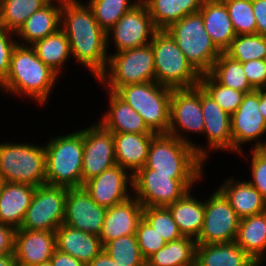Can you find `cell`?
Listing matches in <instances>:
<instances>
[{
  "label": "cell",
  "mask_w": 266,
  "mask_h": 266,
  "mask_svg": "<svg viewBox=\"0 0 266 266\" xmlns=\"http://www.w3.org/2000/svg\"><path fill=\"white\" fill-rule=\"evenodd\" d=\"M61 29L68 37L72 59L98 79L106 70L110 47L92 9L81 0H63Z\"/></svg>",
  "instance_id": "cell-1"
},
{
  "label": "cell",
  "mask_w": 266,
  "mask_h": 266,
  "mask_svg": "<svg viewBox=\"0 0 266 266\" xmlns=\"http://www.w3.org/2000/svg\"><path fill=\"white\" fill-rule=\"evenodd\" d=\"M58 79L59 76L37 57L30 45L17 44L12 50L9 71L0 91L23 96L44 106Z\"/></svg>",
  "instance_id": "cell-2"
},
{
  "label": "cell",
  "mask_w": 266,
  "mask_h": 266,
  "mask_svg": "<svg viewBox=\"0 0 266 266\" xmlns=\"http://www.w3.org/2000/svg\"><path fill=\"white\" fill-rule=\"evenodd\" d=\"M71 132L51 136L53 138L44 144L46 184L65 188L82 187L83 128Z\"/></svg>",
  "instance_id": "cell-3"
},
{
  "label": "cell",
  "mask_w": 266,
  "mask_h": 266,
  "mask_svg": "<svg viewBox=\"0 0 266 266\" xmlns=\"http://www.w3.org/2000/svg\"><path fill=\"white\" fill-rule=\"evenodd\" d=\"M205 164L191 145L168 133H158L140 169H153V174L163 175H205Z\"/></svg>",
  "instance_id": "cell-4"
},
{
  "label": "cell",
  "mask_w": 266,
  "mask_h": 266,
  "mask_svg": "<svg viewBox=\"0 0 266 266\" xmlns=\"http://www.w3.org/2000/svg\"><path fill=\"white\" fill-rule=\"evenodd\" d=\"M150 44L154 54L155 82L171 89L199 85L201 74L166 30H157Z\"/></svg>",
  "instance_id": "cell-5"
},
{
  "label": "cell",
  "mask_w": 266,
  "mask_h": 266,
  "mask_svg": "<svg viewBox=\"0 0 266 266\" xmlns=\"http://www.w3.org/2000/svg\"><path fill=\"white\" fill-rule=\"evenodd\" d=\"M0 179L36 187L46 184L44 144L0 142Z\"/></svg>",
  "instance_id": "cell-6"
},
{
  "label": "cell",
  "mask_w": 266,
  "mask_h": 266,
  "mask_svg": "<svg viewBox=\"0 0 266 266\" xmlns=\"http://www.w3.org/2000/svg\"><path fill=\"white\" fill-rule=\"evenodd\" d=\"M172 89L157 82L128 84L114 93L132 107L155 133H168Z\"/></svg>",
  "instance_id": "cell-7"
},
{
  "label": "cell",
  "mask_w": 266,
  "mask_h": 266,
  "mask_svg": "<svg viewBox=\"0 0 266 266\" xmlns=\"http://www.w3.org/2000/svg\"><path fill=\"white\" fill-rule=\"evenodd\" d=\"M166 31L201 75L211 71L222 52L207 33L200 11L184 16L171 24Z\"/></svg>",
  "instance_id": "cell-8"
},
{
  "label": "cell",
  "mask_w": 266,
  "mask_h": 266,
  "mask_svg": "<svg viewBox=\"0 0 266 266\" xmlns=\"http://www.w3.org/2000/svg\"><path fill=\"white\" fill-rule=\"evenodd\" d=\"M203 177L205 175L153 174V169H139L132 176L133 196L143 207H167L196 186Z\"/></svg>",
  "instance_id": "cell-9"
},
{
  "label": "cell",
  "mask_w": 266,
  "mask_h": 266,
  "mask_svg": "<svg viewBox=\"0 0 266 266\" xmlns=\"http://www.w3.org/2000/svg\"><path fill=\"white\" fill-rule=\"evenodd\" d=\"M100 85L115 92L136 83L155 81L154 54L151 44L117 53H109L105 72L97 79Z\"/></svg>",
  "instance_id": "cell-10"
},
{
  "label": "cell",
  "mask_w": 266,
  "mask_h": 266,
  "mask_svg": "<svg viewBox=\"0 0 266 266\" xmlns=\"http://www.w3.org/2000/svg\"><path fill=\"white\" fill-rule=\"evenodd\" d=\"M188 133L204 134L200 85L192 88L172 89L168 134L191 145L196 154L204 161L205 145H200L187 138Z\"/></svg>",
  "instance_id": "cell-11"
},
{
  "label": "cell",
  "mask_w": 266,
  "mask_h": 266,
  "mask_svg": "<svg viewBox=\"0 0 266 266\" xmlns=\"http://www.w3.org/2000/svg\"><path fill=\"white\" fill-rule=\"evenodd\" d=\"M67 194L65 187L37 186L20 229L55 232L64 223Z\"/></svg>",
  "instance_id": "cell-12"
},
{
  "label": "cell",
  "mask_w": 266,
  "mask_h": 266,
  "mask_svg": "<svg viewBox=\"0 0 266 266\" xmlns=\"http://www.w3.org/2000/svg\"><path fill=\"white\" fill-rule=\"evenodd\" d=\"M266 121L259 111V90L245 93L237 110L231 115V135L233 154L243 155V145L253 142V149L263 148L266 134Z\"/></svg>",
  "instance_id": "cell-13"
},
{
  "label": "cell",
  "mask_w": 266,
  "mask_h": 266,
  "mask_svg": "<svg viewBox=\"0 0 266 266\" xmlns=\"http://www.w3.org/2000/svg\"><path fill=\"white\" fill-rule=\"evenodd\" d=\"M205 199L204 223L196 244L234 242L240 222L235 210L218 189Z\"/></svg>",
  "instance_id": "cell-14"
},
{
  "label": "cell",
  "mask_w": 266,
  "mask_h": 266,
  "mask_svg": "<svg viewBox=\"0 0 266 266\" xmlns=\"http://www.w3.org/2000/svg\"><path fill=\"white\" fill-rule=\"evenodd\" d=\"M156 31L147 6L139 2L106 32L107 46L112 43L115 53L142 47L150 44Z\"/></svg>",
  "instance_id": "cell-15"
},
{
  "label": "cell",
  "mask_w": 266,
  "mask_h": 266,
  "mask_svg": "<svg viewBox=\"0 0 266 266\" xmlns=\"http://www.w3.org/2000/svg\"><path fill=\"white\" fill-rule=\"evenodd\" d=\"M113 133L98 121L83 128V184L116 165Z\"/></svg>",
  "instance_id": "cell-16"
},
{
  "label": "cell",
  "mask_w": 266,
  "mask_h": 266,
  "mask_svg": "<svg viewBox=\"0 0 266 266\" xmlns=\"http://www.w3.org/2000/svg\"><path fill=\"white\" fill-rule=\"evenodd\" d=\"M83 187L98 205L106 208L133 196L132 175L118 164L86 181Z\"/></svg>",
  "instance_id": "cell-17"
},
{
  "label": "cell",
  "mask_w": 266,
  "mask_h": 266,
  "mask_svg": "<svg viewBox=\"0 0 266 266\" xmlns=\"http://www.w3.org/2000/svg\"><path fill=\"white\" fill-rule=\"evenodd\" d=\"M106 211L107 208L98 205L84 187L68 188L63 224L99 236Z\"/></svg>",
  "instance_id": "cell-18"
},
{
  "label": "cell",
  "mask_w": 266,
  "mask_h": 266,
  "mask_svg": "<svg viewBox=\"0 0 266 266\" xmlns=\"http://www.w3.org/2000/svg\"><path fill=\"white\" fill-rule=\"evenodd\" d=\"M201 106L204 118V136L207 148H204V162L212 151H231V115L226 113L216 101L201 87ZM209 149V150H208ZM208 150V151H207Z\"/></svg>",
  "instance_id": "cell-19"
},
{
  "label": "cell",
  "mask_w": 266,
  "mask_h": 266,
  "mask_svg": "<svg viewBox=\"0 0 266 266\" xmlns=\"http://www.w3.org/2000/svg\"><path fill=\"white\" fill-rule=\"evenodd\" d=\"M56 250V234L52 231L16 229L14 256L22 266H35L49 262Z\"/></svg>",
  "instance_id": "cell-20"
},
{
  "label": "cell",
  "mask_w": 266,
  "mask_h": 266,
  "mask_svg": "<svg viewBox=\"0 0 266 266\" xmlns=\"http://www.w3.org/2000/svg\"><path fill=\"white\" fill-rule=\"evenodd\" d=\"M142 218L143 206L134 196L107 208L99 235L102 246L121 236L135 234Z\"/></svg>",
  "instance_id": "cell-21"
},
{
  "label": "cell",
  "mask_w": 266,
  "mask_h": 266,
  "mask_svg": "<svg viewBox=\"0 0 266 266\" xmlns=\"http://www.w3.org/2000/svg\"><path fill=\"white\" fill-rule=\"evenodd\" d=\"M62 5L63 0H50L34 12L15 33L17 44L31 46L35 41L56 33L61 28Z\"/></svg>",
  "instance_id": "cell-22"
},
{
  "label": "cell",
  "mask_w": 266,
  "mask_h": 266,
  "mask_svg": "<svg viewBox=\"0 0 266 266\" xmlns=\"http://www.w3.org/2000/svg\"><path fill=\"white\" fill-rule=\"evenodd\" d=\"M106 90L108 106L98 122L112 133L157 134L145 123L144 119L114 92Z\"/></svg>",
  "instance_id": "cell-23"
},
{
  "label": "cell",
  "mask_w": 266,
  "mask_h": 266,
  "mask_svg": "<svg viewBox=\"0 0 266 266\" xmlns=\"http://www.w3.org/2000/svg\"><path fill=\"white\" fill-rule=\"evenodd\" d=\"M36 186L2 182L0 187V224L19 229L30 206Z\"/></svg>",
  "instance_id": "cell-24"
},
{
  "label": "cell",
  "mask_w": 266,
  "mask_h": 266,
  "mask_svg": "<svg viewBox=\"0 0 266 266\" xmlns=\"http://www.w3.org/2000/svg\"><path fill=\"white\" fill-rule=\"evenodd\" d=\"M56 249L73 256L85 265L90 263L103 249L100 237L72 228L66 224L56 230Z\"/></svg>",
  "instance_id": "cell-25"
},
{
  "label": "cell",
  "mask_w": 266,
  "mask_h": 266,
  "mask_svg": "<svg viewBox=\"0 0 266 266\" xmlns=\"http://www.w3.org/2000/svg\"><path fill=\"white\" fill-rule=\"evenodd\" d=\"M218 190L225 196L240 219L266 211V199L247 180L238 181L231 176L220 184Z\"/></svg>",
  "instance_id": "cell-26"
},
{
  "label": "cell",
  "mask_w": 266,
  "mask_h": 266,
  "mask_svg": "<svg viewBox=\"0 0 266 266\" xmlns=\"http://www.w3.org/2000/svg\"><path fill=\"white\" fill-rule=\"evenodd\" d=\"M155 135L113 133L116 163L133 176L144 167L150 143Z\"/></svg>",
  "instance_id": "cell-27"
},
{
  "label": "cell",
  "mask_w": 266,
  "mask_h": 266,
  "mask_svg": "<svg viewBox=\"0 0 266 266\" xmlns=\"http://www.w3.org/2000/svg\"><path fill=\"white\" fill-rule=\"evenodd\" d=\"M199 11L212 42L224 52L236 37L225 3L222 0H203Z\"/></svg>",
  "instance_id": "cell-28"
},
{
  "label": "cell",
  "mask_w": 266,
  "mask_h": 266,
  "mask_svg": "<svg viewBox=\"0 0 266 266\" xmlns=\"http://www.w3.org/2000/svg\"><path fill=\"white\" fill-rule=\"evenodd\" d=\"M195 266H260L235 242L196 244Z\"/></svg>",
  "instance_id": "cell-29"
},
{
  "label": "cell",
  "mask_w": 266,
  "mask_h": 266,
  "mask_svg": "<svg viewBox=\"0 0 266 266\" xmlns=\"http://www.w3.org/2000/svg\"><path fill=\"white\" fill-rule=\"evenodd\" d=\"M192 189L179 200L167 206L182 236L197 239L202 231L205 216V200H197Z\"/></svg>",
  "instance_id": "cell-30"
},
{
  "label": "cell",
  "mask_w": 266,
  "mask_h": 266,
  "mask_svg": "<svg viewBox=\"0 0 266 266\" xmlns=\"http://www.w3.org/2000/svg\"><path fill=\"white\" fill-rule=\"evenodd\" d=\"M260 266L266 263V211L240 219L234 241Z\"/></svg>",
  "instance_id": "cell-31"
},
{
  "label": "cell",
  "mask_w": 266,
  "mask_h": 266,
  "mask_svg": "<svg viewBox=\"0 0 266 266\" xmlns=\"http://www.w3.org/2000/svg\"><path fill=\"white\" fill-rule=\"evenodd\" d=\"M31 47L37 57L61 78L64 66L72 59L70 43L65 32L60 28L56 33L35 41Z\"/></svg>",
  "instance_id": "cell-32"
},
{
  "label": "cell",
  "mask_w": 266,
  "mask_h": 266,
  "mask_svg": "<svg viewBox=\"0 0 266 266\" xmlns=\"http://www.w3.org/2000/svg\"><path fill=\"white\" fill-rule=\"evenodd\" d=\"M203 0H147L152 22L157 30H166L184 16L198 12Z\"/></svg>",
  "instance_id": "cell-33"
},
{
  "label": "cell",
  "mask_w": 266,
  "mask_h": 266,
  "mask_svg": "<svg viewBox=\"0 0 266 266\" xmlns=\"http://www.w3.org/2000/svg\"><path fill=\"white\" fill-rule=\"evenodd\" d=\"M196 240L183 236L166 245L146 260V266H195Z\"/></svg>",
  "instance_id": "cell-34"
},
{
  "label": "cell",
  "mask_w": 266,
  "mask_h": 266,
  "mask_svg": "<svg viewBox=\"0 0 266 266\" xmlns=\"http://www.w3.org/2000/svg\"><path fill=\"white\" fill-rule=\"evenodd\" d=\"M209 74L219 84L237 91L249 93L255 90L247 80L242 63L230 58L224 52L215 60Z\"/></svg>",
  "instance_id": "cell-35"
},
{
  "label": "cell",
  "mask_w": 266,
  "mask_h": 266,
  "mask_svg": "<svg viewBox=\"0 0 266 266\" xmlns=\"http://www.w3.org/2000/svg\"><path fill=\"white\" fill-rule=\"evenodd\" d=\"M50 0H0V25L16 33L23 23Z\"/></svg>",
  "instance_id": "cell-36"
},
{
  "label": "cell",
  "mask_w": 266,
  "mask_h": 266,
  "mask_svg": "<svg viewBox=\"0 0 266 266\" xmlns=\"http://www.w3.org/2000/svg\"><path fill=\"white\" fill-rule=\"evenodd\" d=\"M103 250L119 266H146L135 234L121 236L103 245Z\"/></svg>",
  "instance_id": "cell-37"
},
{
  "label": "cell",
  "mask_w": 266,
  "mask_h": 266,
  "mask_svg": "<svg viewBox=\"0 0 266 266\" xmlns=\"http://www.w3.org/2000/svg\"><path fill=\"white\" fill-rule=\"evenodd\" d=\"M224 53L241 63L263 59L266 55V36L260 34L236 35Z\"/></svg>",
  "instance_id": "cell-38"
},
{
  "label": "cell",
  "mask_w": 266,
  "mask_h": 266,
  "mask_svg": "<svg viewBox=\"0 0 266 266\" xmlns=\"http://www.w3.org/2000/svg\"><path fill=\"white\" fill-rule=\"evenodd\" d=\"M138 3L139 0H89L87 5L92 9L97 23L107 32Z\"/></svg>",
  "instance_id": "cell-39"
},
{
  "label": "cell",
  "mask_w": 266,
  "mask_h": 266,
  "mask_svg": "<svg viewBox=\"0 0 266 266\" xmlns=\"http://www.w3.org/2000/svg\"><path fill=\"white\" fill-rule=\"evenodd\" d=\"M199 85L229 115H232L242 102L244 92L219 84L209 73L201 75Z\"/></svg>",
  "instance_id": "cell-40"
},
{
  "label": "cell",
  "mask_w": 266,
  "mask_h": 266,
  "mask_svg": "<svg viewBox=\"0 0 266 266\" xmlns=\"http://www.w3.org/2000/svg\"><path fill=\"white\" fill-rule=\"evenodd\" d=\"M229 12L236 35L256 34L252 0H222Z\"/></svg>",
  "instance_id": "cell-41"
},
{
  "label": "cell",
  "mask_w": 266,
  "mask_h": 266,
  "mask_svg": "<svg viewBox=\"0 0 266 266\" xmlns=\"http://www.w3.org/2000/svg\"><path fill=\"white\" fill-rule=\"evenodd\" d=\"M143 218L166 242L183 237L167 207H143Z\"/></svg>",
  "instance_id": "cell-42"
},
{
  "label": "cell",
  "mask_w": 266,
  "mask_h": 266,
  "mask_svg": "<svg viewBox=\"0 0 266 266\" xmlns=\"http://www.w3.org/2000/svg\"><path fill=\"white\" fill-rule=\"evenodd\" d=\"M137 243L145 260L166 245V241L142 218L136 229Z\"/></svg>",
  "instance_id": "cell-43"
},
{
  "label": "cell",
  "mask_w": 266,
  "mask_h": 266,
  "mask_svg": "<svg viewBox=\"0 0 266 266\" xmlns=\"http://www.w3.org/2000/svg\"><path fill=\"white\" fill-rule=\"evenodd\" d=\"M252 152L250 161V180L248 183L257 189L266 199V152L262 149H250Z\"/></svg>",
  "instance_id": "cell-44"
},
{
  "label": "cell",
  "mask_w": 266,
  "mask_h": 266,
  "mask_svg": "<svg viewBox=\"0 0 266 266\" xmlns=\"http://www.w3.org/2000/svg\"><path fill=\"white\" fill-rule=\"evenodd\" d=\"M15 33L0 25V86L7 77L13 48L17 45Z\"/></svg>",
  "instance_id": "cell-45"
},
{
  "label": "cell",
  "mask_w": 266,
  "mask_h": 266,
  "mask_svg": "<svg viewBox=\"0 0 266 266\" xmlns=\"http://www.w3.org/2000/svg\"><path fill=\"white\" fill-rule=\"evenodd\" d=\"M244 73L255 90L266 89V64L263 59L242 63Z\"/></svg>",
  "instance_id": "cell-46"
},
{
  "label": "cell",
  "mask_w": 266,
  "mask_h": 266,
  "mask_svg": "<svg viewBox=\"0 0 266 266\" xmlns=\"http://www.w3.org/2000/svg\"><path fill=\"white\" fill-rule=\"evenodd\" d=\"M15 232L14 227L0 224V255L14 253Z\"/></svg>",
  "instance_id": "cell-47"
},
{
  "label": "cell",
  "mask_w": 266,
  "mask_h": 266,
  "mask_svg": "<svg viewBox=\"0 0 266 266\" xmlns=\"http://www.w3.org/2000/svg\"><path fill=\"white\" fill-rule=\"evenodd\" d=\"M256 19V34L266 36V0H252Z\"/></svg>",
  "instance_id": "cell-48"
},
{
  "label": "cell",
  "mask_w": 266,
  "mask_h": 266,
  "mask_svg": "<svg viewBox=\"0 0 266 266\" xmlns=\"http://www.w3.org/2000/svg\"><path fill=\"white\" fill-rule=\"evenodd\" d=\"M50 263L52 266H86L73 256L62 253L57 249L54 251Z\"/></svg>",
  "instance_id": "cell-49"
},
{
  "label": "cell",
  "mask_w": 266,
  "mask_h": 266,
  "mask_svg": "<svg viewBox=\"0 0 266 266\" xmlns=\"http://www.w3.org/2000/svg\"><path fill=\"white\" fill-rule=\"evenodd\" d=\"M86 266H119L103 249Z\"/></svg>",
  "instance_id": "cell-50"
},
{
  "label": "cell",
  "mask_w": 266,
  "mask_h": 266,
  "mask_svg": "<svg viewBox=\"0 0 266 266\" xmlns=\"http://www.w3.org/2000/svg\"><path fill=\"white\" fill-rule=\"evenodd\" d=\"M259 111L266 121V89L259 90Z\"/></svg>",
  "instance_id": "cell-51"
},
{
  "label": "cell",
  "mask_w": 266,
  "mask_h": 266,
  "mask_svg": "<svg viewBox=\"0 0 266 266\" xmlns=\"http://www.w3.org/2000/svg\"><path fill=\"white\" fill-rule=\"evenodd\" d=\"M15 263L14 253L0 255V266H13Z\"/></svg>",
  "instance_id": "cell-52"
},
{
  "label": "cell",
  "mask_w": 266,
  "mask_h": 266,
  "mask_svg": "<svg viewBox=\"0 0 266 266\" xmlns=\"http://www.w3.org/2000/svg\"><path fill=\"white\" fill-rule=\"evenodd\" d=\"M35 266H52L50 261L49 262H46V263H41L39 265H35Z\"/></svg>",
  "instance_id": "cell-53"
},
{
  "label": "cell",
  "mask_w": 266,
  "mask_h": 266,
  "mask_svg": "<svg viewBox=\"0 0 266 266\" xmlns=\"http://www.w3.org/2000/svg\"><path fill=\"white\" fill-rule=\"evenodd\" d=\"M262 149L266 152V141H265V145Z\"/></svg>",
  "instance_id": "cell-54"
},
{
  "label": "cell",
  "mask_w": 266,
  "mask_h": 266,
  "mask_svg": "<svg viewBox=\"0 0 266 266\" xmlns=\"http://www.w3.org/2000/svg\"><path fill=\"white\" fill-rule=\"evenodd\" d=\"M13 266H22V265L15 262Z\"/></svg>",
  "instance_id": "cell-55"
},
{
  "label": "cell",
  "mask_w": 266,
  "mask_h": 266,
  "mask_svg": "<svg viewBox=\"0 0 266 266\" xmlns=\"http://www.w3.org/2000/svg\"><path fill=\"white\" fill-rule=\"evenodd\" d=\"M147 0H139V2L141 3H145Z\"/></svg>",
  "instance_id": "cell-56"
},
{
  "label": "cell",
  "mask_w": 266,
  "mask_h": 266,
  "mask_svg": "<svg viewBox=\"0 0 266 266\" xmlns=\"http://www.w3.org/2000/svg\"><path fill=\"white\" fill-rule=\"evenodd\" d=\"M263 60H264V63L266 64V55L264 56Z\"/></svg>",
  "instance_id": "cell-57"
}]
</instances>
